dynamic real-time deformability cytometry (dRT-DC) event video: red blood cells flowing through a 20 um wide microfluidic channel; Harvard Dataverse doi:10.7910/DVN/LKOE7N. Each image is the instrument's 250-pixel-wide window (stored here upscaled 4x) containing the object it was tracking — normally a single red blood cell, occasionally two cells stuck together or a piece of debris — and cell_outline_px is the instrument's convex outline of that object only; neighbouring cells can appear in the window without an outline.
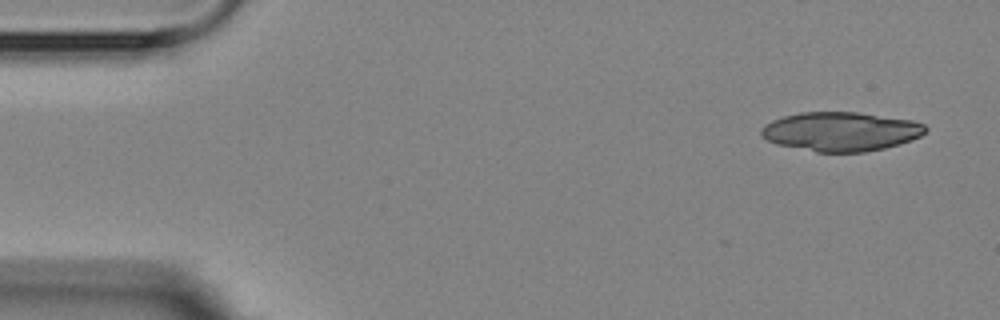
{"species": "Egyptian fruit bat (a non-hibernating species)", "species_latin": "Rousettus aegyptiacus", "temperature_condition": "room temperature", "stored_images_in_passage": 5, "camera_frame_rate_fps": 3000, "um_per_image_px": 0.085, "animal": {"sex": "female"}, "frame": {"image": 1, "passage_image": 1, "time_ms": 0.0, "image_size_px": [1000, 320], "cell_outline_px": [[928, 128], [920, 136], [900, 144], [884, 148], [864, 152], [816, 152], [776, 144], [760, 136], [760, 128], [764, 124], [772, 120], [784, 116], [800, 112], [856, 112], [912, 120], [924, 124]], "centroid_in_image_um": [71.43, 11.18], "position_along_channel_um": 13.6, "area_um2": 37.51}}
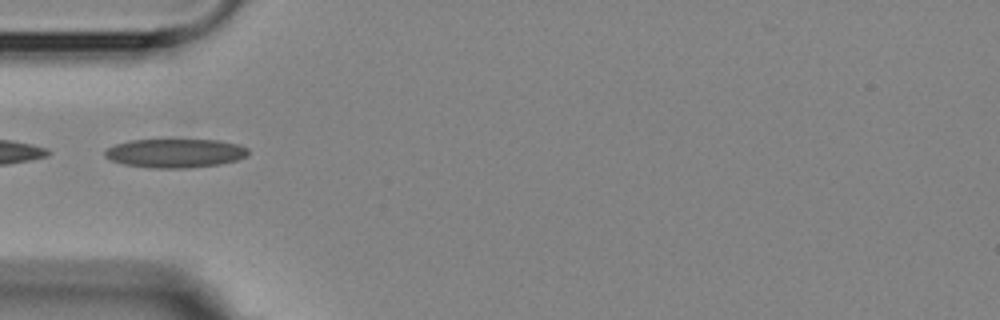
{"frame": {"image": 2, "passage_image": 5, "time_ms": 4.667, "image_size_px": [1000, 320], "cell_outline_px": [[248, 152], [244, 156], [236, 160], [220, 164], [184, 168], [152, 168], [124, 164], [112, 160], [104, 156], [104, 152], [108, 148], [116, 144], [128, 140], [220, 140], [236, 144], [248, 148]], "centroid_in_image_um": [14.87, 13.02], "position_along_channel_um": 70.1, "area_um2": 23.87}}